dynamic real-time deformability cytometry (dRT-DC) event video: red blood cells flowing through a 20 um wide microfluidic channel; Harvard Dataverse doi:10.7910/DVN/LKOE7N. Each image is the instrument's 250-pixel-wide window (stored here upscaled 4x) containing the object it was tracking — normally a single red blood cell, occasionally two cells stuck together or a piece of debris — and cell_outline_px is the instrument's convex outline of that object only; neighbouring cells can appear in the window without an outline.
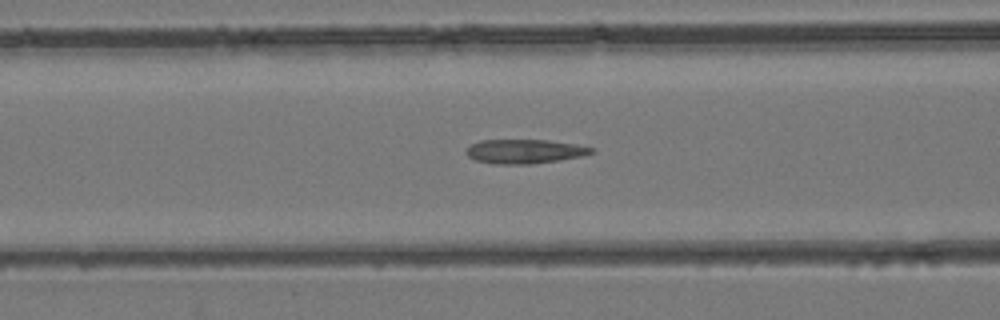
{"species": "common noctule bat (a hibernating species)", "species_latin": "Nyctalus noctula", "temperature_condition": "room temperature", "stored_images_in_passage": 41, "camera_frame_rate_fps": 3000, "um_per_image_px": 0.085, "animal": {"sex": "female", "body_mass_g": 24.6, "forearm_length_mm": 56.2}, "frame": {"image": 1, "passage_image": 17, "time_ms": 5.333, "image_size_px": [1000, 320], "cell_outline_px": [[596, 152], [584, 156], [560, 160], [532, 164], [496, 164], [476, 160], [468, 156], [464, 152], [472, 144], [480, 140], [548, 140], [576, 144], [596, 148]], "centroid_in_image_um": [44.66, 12.87], "position_along_channel_um": 121.9, "area_um2": 17.8}}
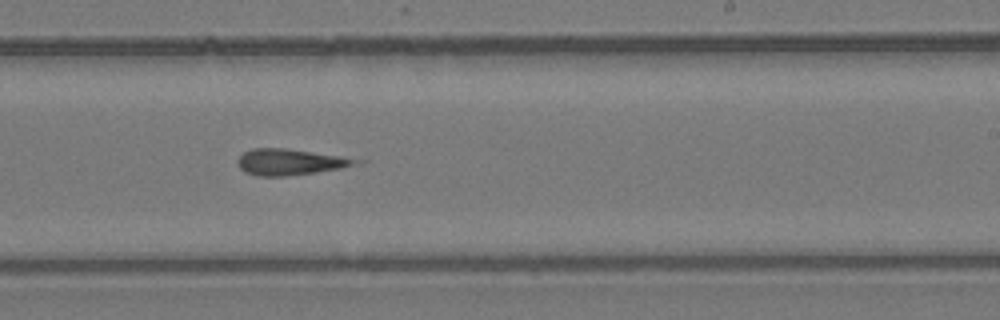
{"frame": {"image": 2, "passage_image": 26, "time_ms": 8.333, "image_size_px": [1000, 320], "cell_outline_px": [[368, 160], [340, 168], [316, 172], [284, 176], [256, 176], [244, 172], [236, 164], [236, 160], [244, 152], [252, 148], [284, 148]], "centroid_in_image_um": [24.6, 13.77], "position_along_channel_um": 264.4, "area_um2": 17.92}}
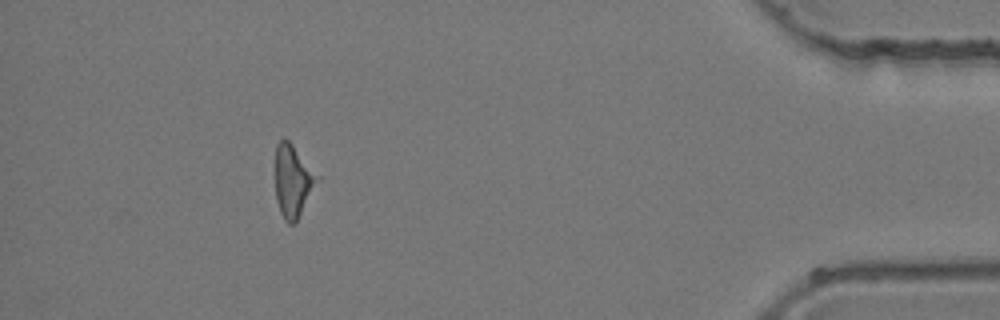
{"frame": {"image": 3, "passage_image": 39, "time_ms": 12.667, "image_size_px": [1000, 320], "cell_outline_px": [[320, 180], [296, 224], [288, 224], [284, 220], [280, 212], [276, 200], [276, 144], [284, 136], [292, 144], [320, 176]], "centroid_in_image_um": [24.93, 15.41], "position_along_channel_um": 410.3, "area_um2": 18.03}}